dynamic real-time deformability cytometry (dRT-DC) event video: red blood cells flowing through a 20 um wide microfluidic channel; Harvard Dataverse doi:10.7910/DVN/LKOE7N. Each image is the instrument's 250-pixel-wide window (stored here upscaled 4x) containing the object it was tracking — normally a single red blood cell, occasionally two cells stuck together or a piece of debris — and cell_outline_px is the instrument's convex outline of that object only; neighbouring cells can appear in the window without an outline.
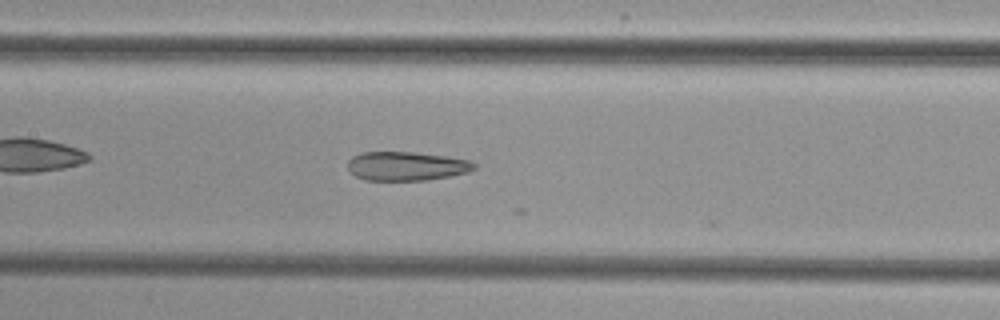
{"species": "common noctule bat (a hibernating species)", "species_latin": "Nyctalus noctula", "temperature_condition": "cold", "stored_images_in_passage": 22, "camera_frame_rate_fps": 3000, "um_per_image_px": 0.085, "animal": {"sex": "female", "body_mass_g": 29.2, "forearm_length_mm": 56.3}, "frame": {"image": 1, "passage_image": 11, "time_ms": 3.333, "image_size_px": [1000, 320], "cell_outline_px": [[476, 168], [468, 172], [428, 180], [364, 180], [356, 176], [348, 168], [348, 160], [352, 156], [364, 152], [412, 152], [444, 156], [468, 160], [476, 164]], "centroid_in_image_um": [34.53, 14.12], "position_along_channel_um": 172.9, "area_um2": 21.15}}
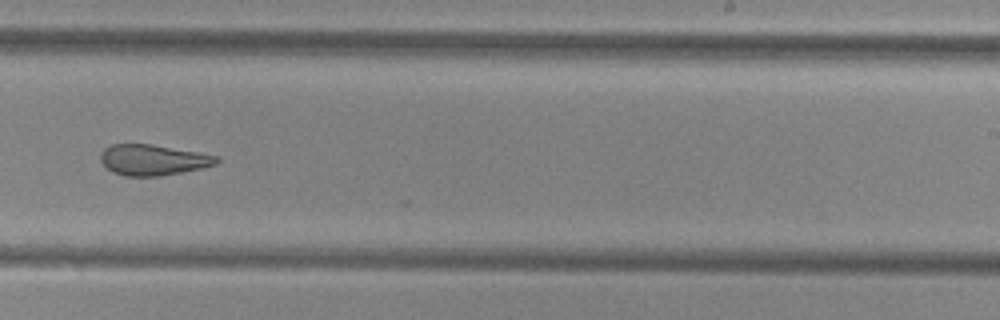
{"frame": {"image": 2, "passage_image": 19, "time_ms": 6.0, "image_size_px": [1000, 320], "cell_outline_px": [[220, 160], [216, 164], [200, 168], [160, 176], [124, 176], [112, 172], [100, 160], [100, 152], [104, 148], [112, 144], [152, 144], [196, 152], [216, 156]], "centroid_in_image_um": [12.95, 13.59], "position_along_channel_um": 276.0, "area_um2": 20.58}}